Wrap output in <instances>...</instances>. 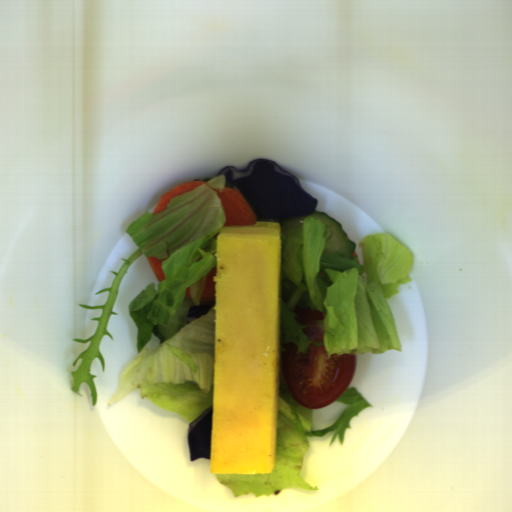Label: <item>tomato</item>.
<instances>
[{"mask_svg": "<svg viewBox=\"0 0 512 512\" xmlns=\"http://www.w3.org/2000/svg\"><path fill=\"white\" fill-rule=\"evenodd\" d=\"M303 333L311 341L305 352H297L293 341L284 344L281 362L284 381L293 400L302 408H321L341 397L357 368L354 354L330 355L325 350L323 320L303 322Z\"/></svg>", "mask_w": 512, "mask_h": 512, "instance_id": "1", "label": "tomato"}]
</instances>
